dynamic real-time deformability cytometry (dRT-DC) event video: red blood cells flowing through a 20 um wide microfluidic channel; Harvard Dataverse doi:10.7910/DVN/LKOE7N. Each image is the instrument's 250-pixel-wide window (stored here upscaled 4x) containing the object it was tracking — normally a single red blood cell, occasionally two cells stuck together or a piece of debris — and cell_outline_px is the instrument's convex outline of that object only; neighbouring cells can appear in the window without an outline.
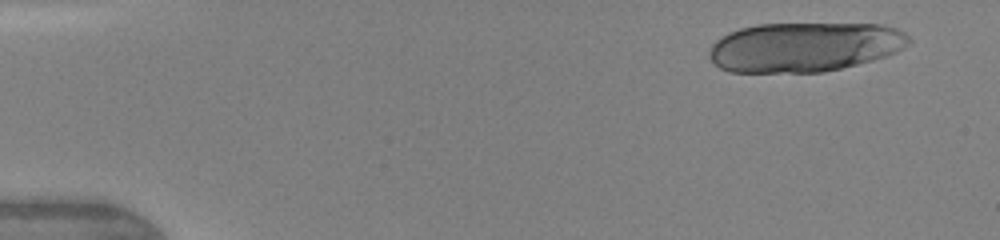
{"species": "human", "species_latin": "Homo sapiens", "temperature_condition": "warm", "stored_images_in_passage": 5, "camera_frame_rate_fps": 3000, "um_per_image_px": 0.085, "donor": {"sex": "female"}, "frame": {"image": 1, "passage_image": 1, "time_ms": 0.0, "image_size_px": [1000, 240], "cell_outline_px": [[912, 40], [904, 48], [896, 52], [872, 60], [824, 72], [728, 72], [720, 68], [708, 56], [708, 52], [712, 44], [716, 40], [728, 32], [740, 28], [756, 24], [884, 24], [896, 28], [904, 32]], "centroid_in_image_um": [68.36, 3.99], "position_along_channel_um": 16.6, "area_um2": 57.8}}